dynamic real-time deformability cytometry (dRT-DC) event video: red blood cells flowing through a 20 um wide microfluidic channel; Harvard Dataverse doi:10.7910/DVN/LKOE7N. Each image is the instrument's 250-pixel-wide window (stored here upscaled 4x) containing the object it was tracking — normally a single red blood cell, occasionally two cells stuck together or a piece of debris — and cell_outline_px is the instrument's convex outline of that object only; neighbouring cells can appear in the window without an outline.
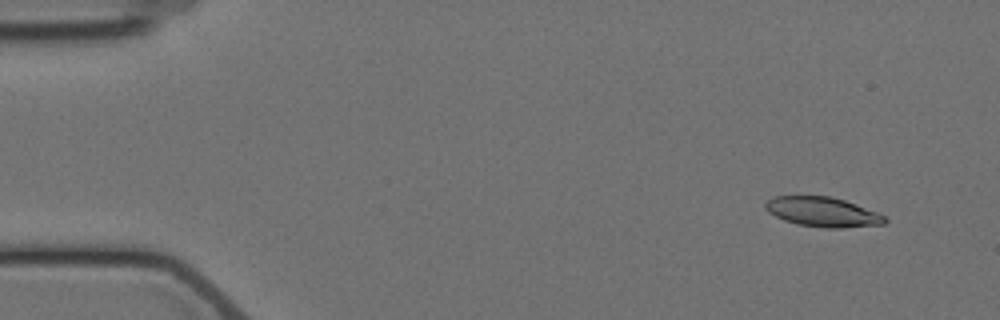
{"species": "Egyptian fruit bat (a non-hibernating species)", "species_latin": "Rousettus aegyptiacus", "temperature_condition": "cold", "stored_images_in_passage": 4, "camera_frame_rate_fps": 3000, "um_per_image_px": 0.085, "animal": {"sex": "female"}, "frame": {"image": 1, "passage_image": 1, "time_ms": 0.0, "image_size_px": [1000, 320], "cell_outline_px": [[888, 220], [884, 224], [840, 228], [824, 228], [796, 224], [784, 220], [768, 212], [764, 208], [764, 204], [772, 196], [832, 196], [844, 200], [888, 216]], "centroid_in_image_um": [69.93, 18.02], "position_along_channel_um": 15.1, "area_um2": 20.81}}
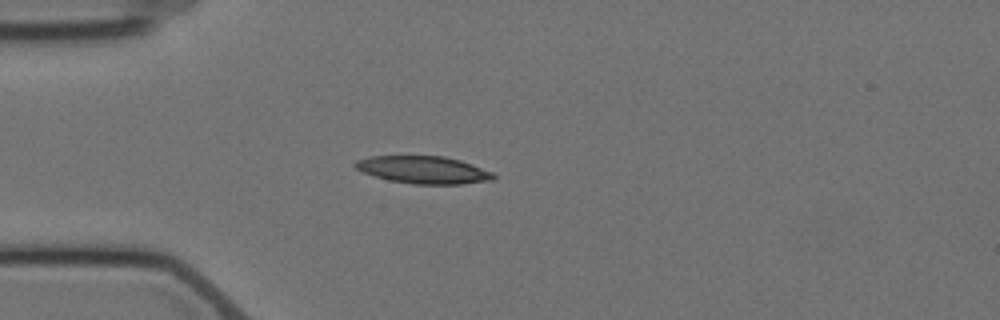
{"frame": {"image": 2, "passage_image": 4, "time_ms": 3.667, "image_size_px": [1000, 320], "cell_outline_px": [[496, 176], [492, 180], [460, 184], [412, 184], [388, 180], [364, 172], [356, 168], [352, 164], [356, 160], [372, 156], [444, 156], [460, 160], [492, 172]], "centroid_in_image_um": [35.98, 14.43], "position_along_channel_um": 49.0, "area_um2": 21.96}}